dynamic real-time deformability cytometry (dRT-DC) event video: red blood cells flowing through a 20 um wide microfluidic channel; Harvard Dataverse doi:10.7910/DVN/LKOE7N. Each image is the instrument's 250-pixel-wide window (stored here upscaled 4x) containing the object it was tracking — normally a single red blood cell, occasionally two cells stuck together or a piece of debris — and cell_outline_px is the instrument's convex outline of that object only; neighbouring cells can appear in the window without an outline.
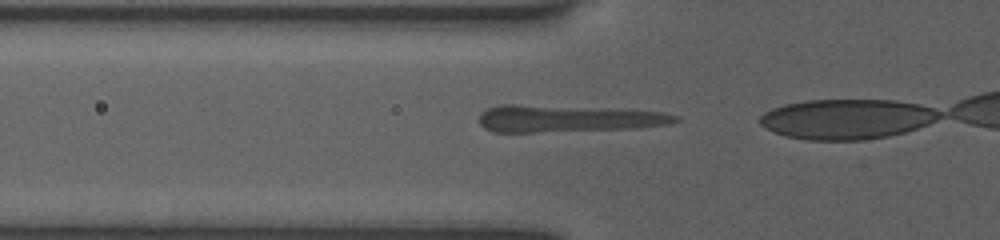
{"species": "human", "species_latin": "Homo sapiens", "temperature_condition": "room temperature", "stored_images_in_passage": 7, "camera_frame_rate_fps": 3000, "um_per_image_px": 0.085, "donor": {"sex": "female"}, "frame": {"image": 1, "passage_image": 2, "time_ms": 0.333, "image_size_px": [1000, 240], "cell_outline_px": [[680, 120], [664, 124], [624, 128], [532, 132], [492, 132], [484, 128], [480, 124], [480, 112], [488, 108], [500, 104], [516, 104], [660, 112], [676, 116]], "centroid_in_image_um": [48.05, 10.08], "position_along_channel_um": 77.8, "area_um2": 29.71}}
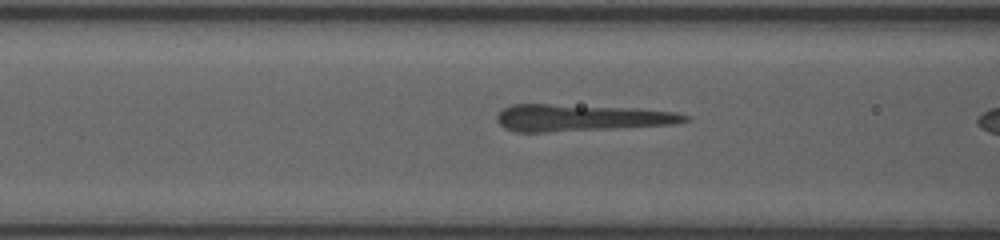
{"frame": {"image": 2, "passage_image": 5, "time_ms": 1.333, "image_size_px": [1000, 240], "cell_outline_px": [[688, 120], [668, 124], [608, 128], [544, 132], [516, 132], [504, 128], [496, 120], [496, 116], [504, 108], [512, 104], [548, 104], [628, 108], [672, 112], [688, 116]], "centroid_in_image_um": [49.22, 10.01], "position_along_channel_um": 117.4, "area_um2": 28.44}}